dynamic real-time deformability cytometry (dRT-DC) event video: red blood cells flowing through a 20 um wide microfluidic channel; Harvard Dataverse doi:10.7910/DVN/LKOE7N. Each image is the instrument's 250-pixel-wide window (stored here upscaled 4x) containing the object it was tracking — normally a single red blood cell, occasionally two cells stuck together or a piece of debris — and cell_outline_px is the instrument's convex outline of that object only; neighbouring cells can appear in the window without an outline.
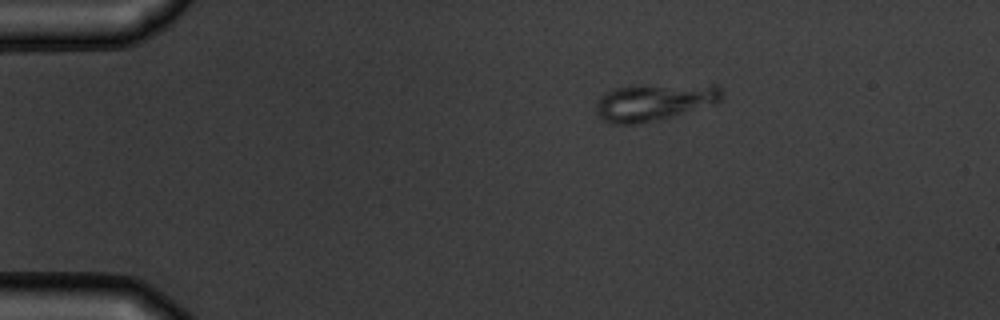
{"species": "common noctule bat (a hibernating species)", "species_latin": "Nyctalus noctula", "temperature_condition": "warm", "stored_images_in_passage": 6, "camera_frame_rate_fps": 3000, "um_per_image_px": 0.085, "animal": {"sex": "male", "body_mass_g": 19.5, "forearm_length_mm": 54.6}, "frame": {"image": 1, "passage_image": 6, "time_ms": 6.333, "image_size_px": [1000, 320], "cell_outline_px": [[724, 100], [716, 104], [672, 116], [632, 124], [608, 124], [596, 112], [596, 100], [604, 92], [612, 88], [632, 84], [716, 84], [724, 92]], "centroid_in_image_um": [55.64, 8.63], "position_along_channel_um": 29.4, "area_um2": 28.03}}